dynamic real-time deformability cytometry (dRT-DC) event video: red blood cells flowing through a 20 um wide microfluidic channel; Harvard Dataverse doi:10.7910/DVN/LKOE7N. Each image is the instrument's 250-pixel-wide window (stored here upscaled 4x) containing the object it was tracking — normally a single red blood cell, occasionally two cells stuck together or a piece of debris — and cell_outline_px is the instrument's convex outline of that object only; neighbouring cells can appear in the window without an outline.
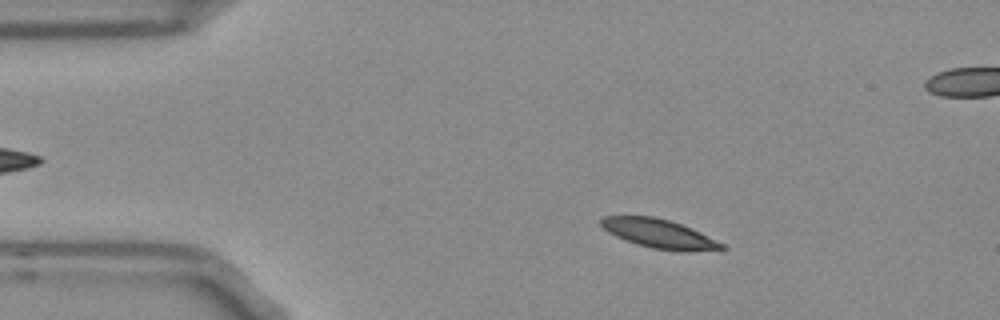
{"species": "Egyptian fruit bat (a non-hibernating species)", "species_latin": "Rousettus aegyptiacus", "temperature_condition": "room temperature", "stored_images_in_passage": 54, "camera_frame_rate_fps": 3000, "um_per_image_px": 0.085, "frame": {"image": 1, "passage_image": 8, "time_ms": 2.333, "image_size_px": [1000, 320], "cell_outline_px": [[728, 248], [652, 248], [636, 244], [616, 236], [608, 232], [600, 224], [600, 220], [604, 216], [656, 216], [692, 228], [724, 244]], "centroid_in_image_um": [55.88, 19.79], "position_along_channel_um": 29.1, "area_um2": 19.13}}
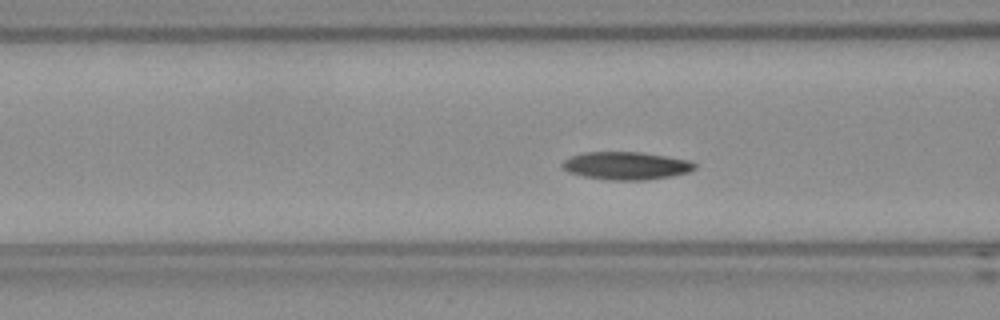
{"frame": {"image": 2, "passage_image": 19, "time_ms": 6.0, "image_size_px": [1000, 320], "cell_outline_px": [[696, 168], [688, 172], [672, 176], [644, 180], [608, 180], [584, 176], [568, 172], [560, 168], [560, 164], [568, 156], [584, 152], [640, 152], [688, 160], [696, 164]], "centroid_in_image_um": [53.15, 14.08], "position_along_channel_um": 113.4, "area_um2": 21.56}}
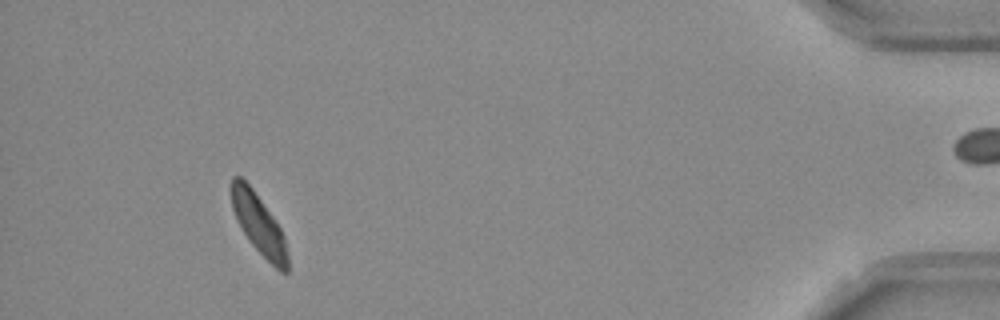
{"frame": {"image": 3, "passage_image": 49, "time_ms": 16.0, "image_size_px": [1000, 320], "cell_outline_px": [[288, 272], [280, 272], [248, 240], [232, 208], [228, 184], [232, 176], [240, 176], [252, 188], [272, 216], [280, 228], [284, 236], [288, 252]], "centroid_in_image_um": [21.97, 19.01], "position_along_channel_um": 413.2, "area_um2": 19.54}, "authors_computed_cell_mechanics": {"area_um2": 20.7791, "velocity_mm_per_s": 3.6889, "shape_relaxation_time_tau1_ms": 2.4742, "shape_relaxation_time_tau2_ms": null, "deformation_change_tau1": 0.1087, "deformation_change_tau2": null}}